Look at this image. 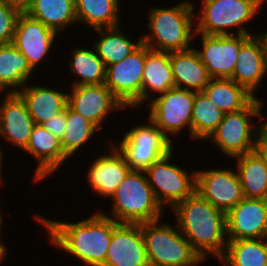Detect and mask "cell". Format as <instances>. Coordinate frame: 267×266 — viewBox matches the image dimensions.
<instances>
[{"label": "cell", "mask_w": 267, "mask_h": 266, "mask_svg": "<svg viewBox=\"0 0 267 266\" xmlns=\"http://www.w3.org/2000/svg\"><path fill=\"white\" fill-rule=\"evenodd\" d=\"M48 231L49 242L86 266H103L113 229L119 224L99 210L78 222H65L33 215Z\"/></svg>", "instance_id": "cell-1"}, {"label": "cell", "mask_w": 267, "mask_h": 266, "mask_svg": "<svg viewBox=\"0 0 267 266\" xmlns=\"http://www.w3.org/2000/svg\"><path fill=\"white\" fill-rule=\"evenodd\" d=\"M171 210L179 230L204 261H208L210 254L217 260L224 254L228 241L226 213L197 191Z\"/></svg>", "instance_id": "cell-2"}, {"label": "cell", "mask_w": 267, "mask_h": 266, "mask_svg": "<svg viewBox=\"0 0 267 266\" xmlns=\"http://www.w3.org/2000/svg\"><path fill=\"white\" fill-rule=\"evenodd\" d=\"M195 3L184 0L171 7H148L147 30L142 43L162 52L183 51L193 47L196 40ZM195 38V39H193Z\"/></svg>", "instance_id": "cell-3"}, {"label": "cell", "mask_w": 267, "mask_h": 266, "mask_svg": "<svg viewBox=\"0 0 267 266\" xmlns=\"http://www.w3.org/2000/svg\"><path fill=\"white\" fill-rule=\"evenodd\" d=\"M110 200L109 214L98 210L118 223L141 224L164 218L165 208L157 201L145 171L130 170Z\"/></svg>", "instance_id": "cell-4"}, {"label": "cell", "mask_w": 267, "mask_h": 266, "mask_svg": "<svg viewBox=\"0 0 267 266\" xmlns=\"http://www.w3.org/2000/svg\"><path fill=\"white\" fill-rule=\"evenodd\" d=\"M161 219L140 224L149 266H198L204 263L176 222L173 226Z\"/></svg>", "instance_id": "cell-5"}, {"label": "cell", "mask_w": 267, "mask_h": 266, "mask_svg": "<svg viewBox=\"0 0 267 266\" xmlns=\"http://www.w3.org/2000/svg\"><path fill=\"white\" fill-rule=\"evenodd\" d=\"M201 3L200 12L195 15L197 33L211 36L259 34L246 28L261 11L254 1L202 0Z\"/></svg>", "instance_id": "cell-6"}, {"label": "cell", "mask_w": 267, "mask_h": 266, "mask_svg": "<svg viewBox=\"0 0 267 266\" xmlns=\"http://www.w3.org/2000/svg\"><path fill=\"white\" fill-rule=\"evenodd\" d=\"M262 100L264 99L254 98L243 110L225 113L223 120L207 140L232 159L254 151L261 124L256 128L252 119L255 117L261 121V113L265 112Z\"/></svg>", "instance_id": "cell-7"}, {"label": "cell", "mask_w": 267, "mask_h": 266, "mask_svg": "<svg viewBox=\"0 0 267 266\" xmlns=\"http://www.w3.org/2000/svg\"><path fill=\"white\" fill-rule=\"evenodd\" d=\"M146 119V123L130 127L119 144L115 145L131 170L145 171L174 149V141H171L148 116Z\"/></svg>", "instance_id": "cell-8"}, {"label": "cell", "mask_w": 267, "mask_h": 266, "mask_svg": "<svg viewBox=\"0 0 267 266\" xmlns=\"http://www.w3.org/2000/svg\"><path fill=\"white\" fill-rule=\"evenodd\" d=\"M174 150L145 170L149 185L161 206L172 209L196 191V170L190 173L172 163ZM172 163V164H171Z\"/></svg>", "instance_id": "cell-9"}, {"label": "cell", "mask_w": 267, "mask_h": 266, "mask_svg": "<svg viewBox=\"0 0 267 266\" xmlns=\"http://www.w3.org/2000/svg\"><path fill=\"white\" fill-rule=\"evenodd\" d=\"M194 101L195 91L173 87L148 102V117L171 141L184 129L191 138Z\"/></svg>", "instance_id": "cell-10"}, {"label": "cell", "mask_w": 267, "mask_h": 266, "mask_svg": "<svg viewBox=\"0 0 267 266\" xmlns=\"http://www.w3.org/2000/svg\"><path fill=\"white\" fill-rule=\"evenodd\" d=\"M148 46L141 44L123 60L106 67L105 85L125 109L142 107V78Z\"/></svg>", "instance_id": "cell-11"}, {"label": "cell", "mask_w": 267, "mask_h": 266, "mask_svg": "<svg viewBox=\"0 0 267 266\" xmlns=\"http://www.w3.org/2000/svg\"><path fill=\"white\" fill-rule=\"evenodd\" d=\"M196 191L226 214L244 198L238 173L232 168L196 170Z\"/></svg>", "instance_id": "cell-12"}, {"label": "cell", "mask_w": 267, "mask_h": 266, "mask_svg": "<svg viewBox=\"0 0 267 266\" xmlns=\"http://www.w3.org/2000/svg\"><path fill=\"white\" fill-rule=\"evenodd\" d=\"M200 35V49L196 48L211 78H230L234 72L241 45L250 35Z\"/></svg>", "instance_id": "cell-13"}, {"label": "cell", "mask_w": 267, "mask_h": 266, "mask_svg": "<svg viewBox=\"0 0 267 266\" xmlns=\"http://www.w3.org/2000/svg\"><path fill=\"white\" fill-rule=\"evenodd\" d=\"M68 106L92 122L100 131L104 120L125 107L105 84L70 86Z\"/></svg>", "instance_id": "cell-14"}, {"label": "cell", "mask_w": 267, "mask_h": 266, "mask_svg": "<svg viewBox=\"0 0 267 266\" xmlns=\"http://www.w3.org/2000/svg\"><path fill=\"white\" fill-rule=\"evenodd\" d=\"M57 32L22 12L16 23L12 44L27 58L31 68L39 69L57 40Z\"/></svg>", "instance_id": "cell-15"}, {"label": "cell", "mask_w": 267, "mask_h": 266, "mask_svg": "<svg viewBox=\"0 0 267 266\" xmlns=\"http://www.w3.org/2000/svg\"><path fill=\"white\" fill-rule=\"evenodd\" d=\"M0 140L23 151L30 140L35 122L28 113L24 100L18 93H0ZM2 137V139H1ZM4 157V151L0 147Z\"/></svg>", "instance_id": "cell-16"}, {"label": "cell", "mask_w": 267, "mask_h": 266, "mask_svg": "<svg viewBox=\"0 0 267 266\" xmlns=\"http://www.w3.org/2000/svg\"><path fill=\"white\" fill-rule=\"evenodd\" d=\"M227 238H267V199L243 198L226 214Z\"/></svg>", "instance_id": "cell-17"}, {"label": "cell", "mask_w": 267, "mask_h": 266, "mask_svg": "<svg viewBox=\"0 0 267 266\" xmlns=\"http://www.w3.org/2000/svg\"><path fill=\"white\" fill-rule=\"evenodd\" d=\"M267 75V47L259 33L250 36L240 47L231 80L244 87L255 98L256 90Z\"/></svg>", "instance_id": "cell-18"}, {"label": "cell", "mask_w": 267, "mask_h": 266, "mask_svg": "<svg viewBox=\"0 0 267 266\" xmlns=\"http://www.w3.org/2000/svg\"><path fill=\"white\" fill-rule=\"evenodd\" d=\"M103 266H149L140 224L119 223Z\"/></svg>", "instance_id": "cell-19"}, {"label": "cell", "mask_w": 267, "mask_h": 266, "mask_svg": "<svg viewBox=\"0 0 267 266\" xmlns=\"http://www.w3.org/2000/svg\"><path fill=\"white\" fill-rule=\"evenodd\" d=\"M113 143L112 140L107 154L97 155L96 159L90 163L87 169L88 173H86L90 189L101 198L103 196L108 200L131 170L124 156Z\"/></svg>", "instance_id": "cell-20"}, {"label": "cell", "mask_w": 267, "mask_h": 266, "mask_svg": "<svg viewBox=\"0 0 267 266\" xmlns=\"http://www.w3.org/2000/svg\"><path fill=\"white\" fill-rule=\"evenodd\" d=\"M38 163L33 180L42 182L55 174L69 158L64 154L60 139L45 129L42 124H35L27 147L24 149Z\"/></svg>", "instance_id": "cell-21"}, {"label": "cell", "mask_w": 267, "mask_h": 266, "mask_svg": "<svg viewBox=\"0 0 267 266\" xmlns=\"http://www.w3.org/2000/svg\"><path fill=\"white\" fill-rule=\"evenodd\" d=\"M27 83L17 93L24 100L28 113L35 124H42L57 113L63 111L68 104V92L58 88Z\"/></svg>", "instance_id": "cell-22"}, {"label": "cell", "mask_w": 267, "mask_h": 266, "mask_svg": "<svg viewBox=\"0 0 267 266\" xmlns=\"http://www.w3.org/2000/svg\"><path fill=\"white\" fill-rule=\"evenodd\" d=\"M170 64L177 88L201 92L211 80L196 47L170 52Z\"/></svg>", "instance_id": "cell-23"}, {"label": "cell", "mask_w": 267, "mask_h": 266, "mask_svg": "<svg viewBox=\"0 0 267 266\" xmlns=\"http://www.w3.org/2000/svg\"><path fill=\"white\" fill-rule=\"evenodd\" d=\"M173 87L175 81L170 64V52L156 51L148 47L142 78V105H146L156 94L158 96Z\"/></svg>", "instance_id": "cell-24"}, {"label": "cell", "mask_w": 267, "mask_h": 266, "mask_svg": "<svg viewBox=\"0 0 267 266\" xmlns=\"http://www.w3.org/2000/svg\"><path fill=\"white\" fill-rule=\"evenodd\" d=\"M35 71L12 43L0 45V93H17Z\"/></svg>", "instance_id": "cell-25"}, {"label": "cell", "mask_w": 267, "mask_h": 266, "mask_svg": "<svg viewBox=\"0 0 267 266\" xmlns=\"http://www.w3.org/2000/svg\"><path fill=\"white\" fill-rule=\"evenodd\" d=\"M24 12L58 34L77 23L75 0H32Z\"/></svg>", "instance_id": "cell-26"}, {"label": "cell", "mask_w": 267, "mask_h": 266, "mask_svg": "<svg viewBox=\"0 0 267 266\" xmlns=\"http://www.w3.org/2000/svg\"><path fill=\"white\" fill-rule=\"evenodd\" d=\"M121 0H75L77 24L93 30L120 26Z\"/></svg>", "instance_id": "cell-27"}, {"label": "cell", "mask_w": 267, "mask_h": 266, "mask_svg": "<svg viewBox=\"0 0 267 266\" xmlns=\"http://www.w3.org/2000/svg\"><path fill=\"white\" fill-rule=\"evenodd\" d=\"M233 159L244 197L267 199V166L259 155L252 151Z\"/></svg>", "instance_id": "cell-28"}, {"label": "cell", "mask_w": 267, "mask_h": 266, "mask_svg": "<svg viewBox=\"0 0 267 266\" xmlns=\"http://www.w3.org/2000/svg\"><path fill=\"white\" fill-rule=\"evenodd\" d=\"M70 52L69 71L77 77L71 82V86L105 84L106 67L93 46L75 47Z\"/></svg>", "instance_id": "cell-29"}, {"label": "cell", "mask_w": 267, "mask_h": 266, "mask_svg": "<svg viewBox=\"0 0 267 266\" xmlns=\"http://www.w3.org/2000/svg\"><path fill=\"white\" fill-rule=\"evenodd\" d=\"M121 27L95 30L100 37L92 43V46L105 67L123 60L142 44L141 36L135 41L126 36Z\"/></svg>", "instance_id": "cell-30"}, {"label": "cell", "mask_w": 267, "mask_h": 266, "mask_svg": "<svg viewBox=\"0 0 267 266\" xmlns=\"http://www.w3.org/2000/svg\"><path fill=\"white\" fill-rule=\"evenodd\" d=\"M202 92L225 113L243 110L255 98L230 78H211Z\"/></svg>", "instance_id": "cell-31"}, {"label": "cell", "mask_w": 267, "mask_h": 266, "mask_svg": "<svg viewBox=\"0 0 267 266\" xmlns=\"http://www.w3.org/2000/svg\"><path fill=\"white\" fill-rule=\"evenodd\" d=\"M221 266H267V238L228 240Z\"/></svg>", "instance_id": "cell-32"}, {"label": "cell", "mask_w": 267, "mask_h": 266, "mask_svg": "<svg viewBox=\"0 0 267 266\" xmlns=\"http://www.w3.org/2000/svg\"><path fill=\"white\" fill-rule=\"evenodd\" d=\"M225 112L220 110L202 91L195 92L191 121V139L207 140L223 120Z\"/></svg>", "instance_id": "cell-33"}, {"label": "cell", "mask_w": 267, "mask_h": 266, "mask_svg": "<svg viewBox=\"0 0 267 266\" xmlns=\"http://www.w3.org/2000/svg\"><path fill=\"white\" fill-rule=\"evenodd\" d=\"M97 131L100 130L92 122L67 105L65 133L60 140L64 154L70 159L77 155Z\"/></svg>", "instance_id": "cell-34"}, {"label": "cell", "mask_w": 267, "mask_h": 266, "mask_svg": "<svg viewBox=\"0 0 267 266\" xmlns=\"http://www.w3.org/2000/svg\"><path fill=\"white\" fill-rule=\"evenodd\" d=\"M21 13L19 8L6 0H0V45L12 43L17 19Z\"/></svg>", "instance_id": "cell-35"}, {"label": "cell", "mask_w": 267, "mask_h": 266, "mask_svg": "<svg viewBox=\"0 0 267 266\" xmlns=\"http://www.w3.org/2000/svg\"><path fill=\"white\" fill-rule=\"evenodd\" d=\"M42 126L61 140L65 133L66 108L42 123Z\"/></svg>", "instance_id": "cell-36"}, {"label": "cell", "mask_w": 267, "mask_h": 266, "mask_svg": "<svg viewBox=\"0 0 267 266\" xmlns=\"http://www.w3.org/2000/svg\"><path fill=\"white\" fill-rule=\"evenodd\" d=\"M254 151L267 166V135L262 131H260L257 135Z\"/></svg>", "instance_id": "cell-37"}, {"label": "cell", "mask_w": 267, "mask_h": 266, "mask_svg": "<svg viewBox=\"0 0 267 266\" xmlns=\"http://www.w3.org/2000/svg\"><path fill=\"white\" fill-rule=\"evenodd\" d=\"M9 4L19 8L22 12L31 4L32 0H6Z\"/></svg>", "instance_id": "cell-38"}, {"label": "cell", "mask_w": 267, "mask_h": 266, "mask_svg": "<svg viewBox=\"0 0 267 266\" xmlns=\"http://www.w3.org/2000/svg\"><path fill=\"white\" fill-rule=\"evenodd\" d=\"M2 233L3 231L1 230L0 240H1ZM3 243H4L3 241H0V264L1 262L3 263V259L7 257V252H8L7 245L5 246V243L4 244Z\"/></svg>", "instance_id": "cell-39"}, {"label": "cell", "mask_w": 267, "mask_h": 266, "mask_svg": "<svg viewBox=\"0 0 267 266\" xmlns=\"http://www.w3.org/2000/svg\"><path fill=\"white\" fill-rule=\"evenodd\" d=\"M265 113H261V122L263 119V122L261 124V131L264 132L267 135V115H263Z\"/></svg>", "instance_id": "cell-40"}, {"label": "cell", "mask_w": 267, "mask_h": 266, "mask_svg": "<svg viewBox=\"0 0 267 266\" xmlns=\"http://www.w3.org/2000/svg\"><path fill=\"white\" fill-rule=\"evenodd\" d=\"M4 157L2 156L1 152H0V184L2 185V181L4 180V178L2 177V170H3V167H4V164L2 163L4 161L3 159ZM3 166V167H2Z\"/></svg>", "instance_id": "cell-41"}, {"label": "cell", "mask_w": 267, "mask_h": 266, "mask_svg": "<svg viewBox=\"0 0 267 266\" xmlns=\"http://www.w3.org/2000/svg\"><path fill=\"white\" fill-rule=\"evenodd\" d=\"M252 1H254L257 5H259L261 8H263L262 5L266 4L267 0H252Z\"/></svg>", "instance_id": "cell-42"}, {"label": "cell", "mask_w": 267, "mask_h": 266, "mask_svg": "<svg viewBox=\"0 0 267 266\" xmlns=\"http://www.w3.org/2000/svg\"><path fill=\"white\" fill-rule=\"evenodd\" d=\"M1 210H2V208H0V211H1ZM3 218H4V217H3V214H2V212H0V231L3 229V228H2V225L4 224V223H3V221H4Z\"/></svg>", "instance_id": "cell-43"}, {"label": "cell", "mask_w": 267, "mask_h": 266, "mask_svg": "<svg viewBox=\"0 0 267 266\" xmlns=\"http://www.w3.org/2000/svg\"><path fill=\"white\" fill-rule=\"evenodd\" d=\"M260 34L263 36L265 43H266V47H267V31L266 32H260Z\"/></svg>", "instance_id": "cell-44"}]
</instances>
